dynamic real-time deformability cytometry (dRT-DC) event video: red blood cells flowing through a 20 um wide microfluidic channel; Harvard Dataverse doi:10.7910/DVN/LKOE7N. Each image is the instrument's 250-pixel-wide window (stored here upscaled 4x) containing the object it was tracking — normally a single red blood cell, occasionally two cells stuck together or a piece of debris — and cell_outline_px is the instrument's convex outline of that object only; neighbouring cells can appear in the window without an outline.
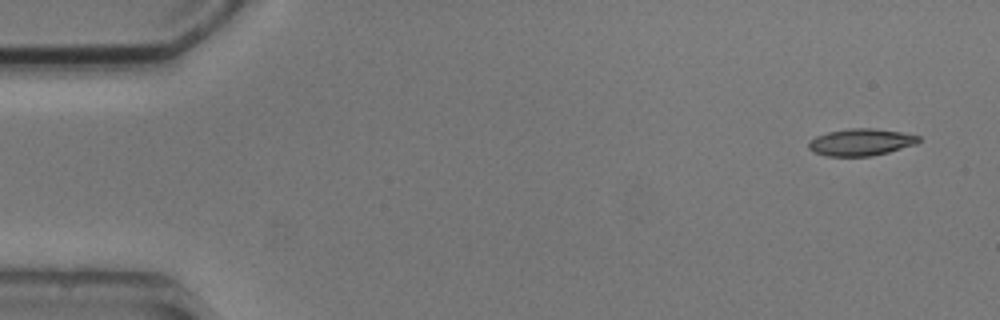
{"species": "common noctule bat (a hibernating species)", "species_latin": "Nyctalus noctula", "temperature_condition": "cold", "stored_images_in_passage": 5, "segment_of_instrument_passage": [1, 2], "camera_frame_rate_fps": 3000, "um_per_image_px": 0.085, "animal": {"sex": "male", "body_mass_g": 20.5, "forearm_length_mm": 52.5}, "frame": {"image": 1, "passage_image": 1, "time_ms": 0.0, "image_size_px": [1000, 320], "cell_outline_px": [[920, 140], [916, 144], [888, 152], [872, 156], [824, 156], [812, 152], [808, 148], [808, 140], [816, 136], [828, 132], [848, 128], [872, 128], [900, 132], [920, 136]], "centroid_in_image_um": [73.12, 12.09], "position_along_channel_um": 11.9, "area_um2": 17.4}}